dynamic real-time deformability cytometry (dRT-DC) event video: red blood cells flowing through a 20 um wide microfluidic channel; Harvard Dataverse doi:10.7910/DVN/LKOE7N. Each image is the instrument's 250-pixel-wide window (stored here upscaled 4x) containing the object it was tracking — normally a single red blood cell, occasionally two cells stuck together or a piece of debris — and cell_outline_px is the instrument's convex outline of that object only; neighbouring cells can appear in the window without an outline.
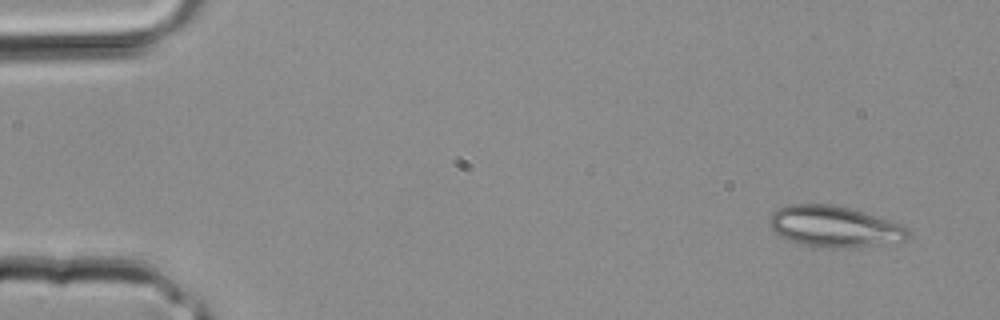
{"species": "common noctule bat (a hibernating species)", "species_latin": "Nyctalus noctula", "temperature_condition": "room temperature", "stored_images_in_passage": 4, "camera_frame_rate_fps": 3000, "um_per_image_px": 0.085, "animal": {"sex": "male", "body_mass_g": 20.4}, "frame": {"image": 1, "passage_image": 1, "time_ms": 0.0, "image_size_px": [1000, 320], "cell_outline_px": [[908, 236], [904, 240], [876, 244], [832, 248], [804, 244], [788, 240], [780, 236], [772, 228], [768, 220], [772, 212], [788, 204], [832, 204], [848, 208], [888, 220], [900, 224], [908, 228]], "centroid_in_image_um": [70.85, 19.23], "position_along_channel_um": 14.1, "area_um2": 32.31}}